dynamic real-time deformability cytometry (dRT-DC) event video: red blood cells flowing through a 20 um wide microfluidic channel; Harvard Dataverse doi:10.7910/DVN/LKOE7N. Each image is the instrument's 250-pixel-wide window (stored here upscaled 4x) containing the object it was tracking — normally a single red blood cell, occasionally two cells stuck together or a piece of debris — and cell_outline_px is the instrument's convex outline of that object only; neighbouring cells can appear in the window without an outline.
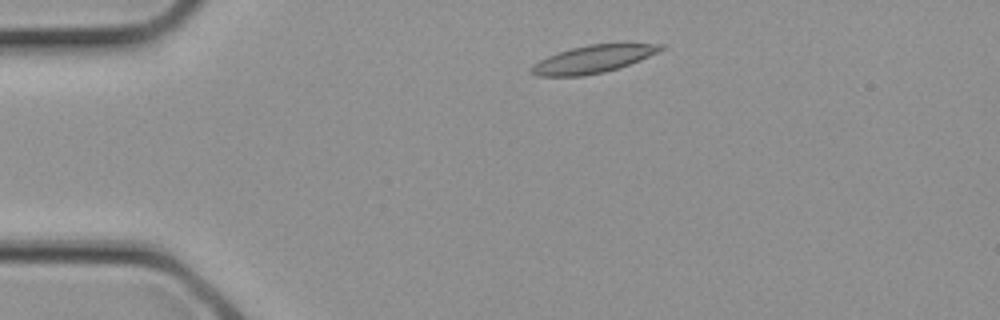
{"species": "common noctule bat (a hibernating species)", "species_latin": "Nyctalus noctula", "temperature_condition": "cold", "stored_images_in_passage": 1, "camera_frame_rate_fps": 3000, "um_per_image_px": 0.085, "animal": {"sex": "female", "body_mass_g": 21.9}, "frame": {"image": 1, "passage_image": 1, "time_ms": 0.0, "image_size_px": [1000, 320], "cell_outline_px": [[668, 44], [664, 48], [640, 60], [604, 72], [584, 76], [536, 76], [528, 72], [528, 68], [532, 64], [548, 56], [572, 48], [588, 44]], "centroid_in_image_um": [50.33, 5.04], "position_along_channel_um": 34.7, "area_um2": 20.58}}